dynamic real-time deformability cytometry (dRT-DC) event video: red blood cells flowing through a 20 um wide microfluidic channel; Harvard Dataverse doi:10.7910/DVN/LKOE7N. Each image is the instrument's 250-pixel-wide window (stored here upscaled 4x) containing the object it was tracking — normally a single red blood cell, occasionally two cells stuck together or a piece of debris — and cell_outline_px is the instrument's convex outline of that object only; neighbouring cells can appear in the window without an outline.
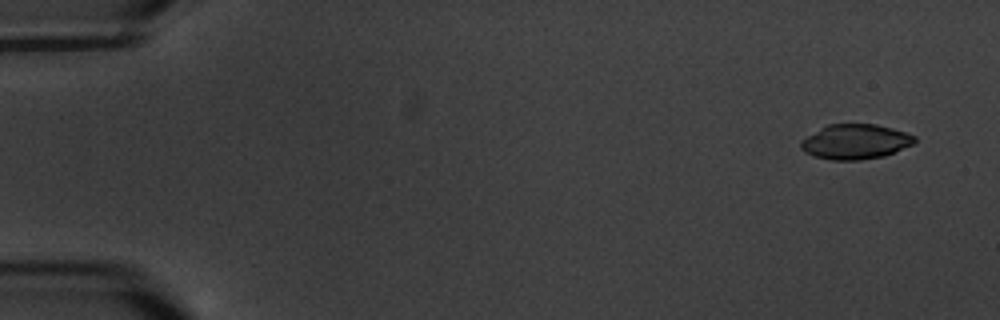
{"species": "common noctule bat (a hibernating species)", "species_latin": "Nyctalus noctula", "temperature_condition": "warm", "stored_images_in_passage": 8, "camera_frame_rate_fps": 3000, "um_per_image_px": 0.085, "animal": {"sex": "male", "body_mass_g": 20.1, "forearm_length_mm": 53.5}, "frame": {"image": 1, "passage_image": 1, "time_ms": 0.0, "image_size_px": [1000, 320], "cell_outline_px": [[916, 140], [912, 144], [884, 156], [860, 160], [832, 160], [816, 156], [804, 152], [800, 148], [800, 144], [808, 136], [820, 128], [828, 124], [876, 124], [892, 128], [916, 136]], "centroid_in_image_um": [72.71, 12.04], "position_along_channel_um": 12.3, "area_um2": 22.89}}
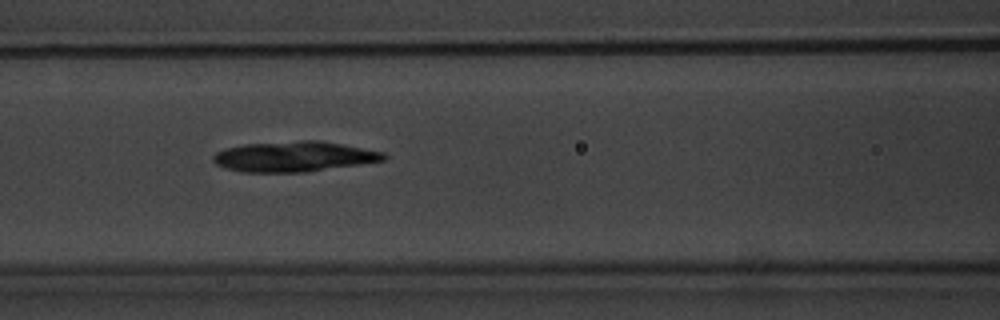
{"frame": {"image": 2, "passage_image": 7, "time_ms": 7.667, "image_size_px": [1000, 320], "cell_outline_px": [[388, 156], [384, 160], [308, 172], [244, 172], [224, 168], [216, 164], [212, 160], [212, 156], [216, 152], [224, 148], [244, 144], [300, 140], [320, 140], [384, 152]], "centroid_in_image_um": [24.95, 13.3], "position_along_channel_um": 141.6, "area_um2": 30.23}}
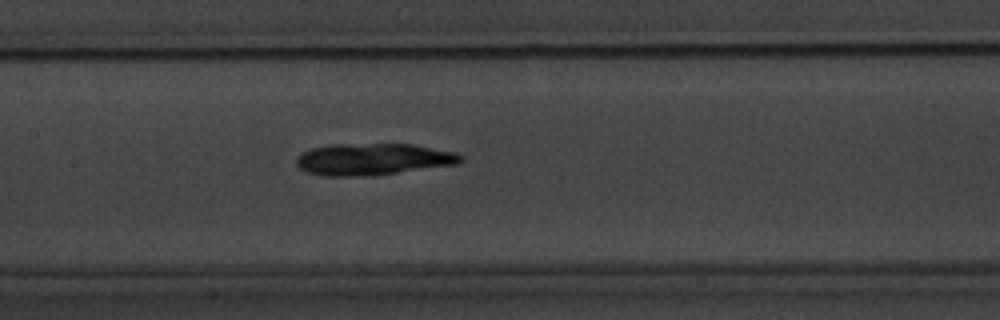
{"frame": {"image": 3, "passage_image": 8, "time_ms": 8.667, "image_size_px": [1000, 320], "cell_outline_px": [[464, 160], [460, 164], [368, 176], [324, 176], [308, 172], [300, 168], [296, 164], [296, 156], [300, 152], [312, 148], [332, 144], [412, 144], [452, 152], [464, 156]], "centroid_in_image_um": [31.69, 13.53], "position_along_channel_um": 175.7, "area_um2": 30.46}}